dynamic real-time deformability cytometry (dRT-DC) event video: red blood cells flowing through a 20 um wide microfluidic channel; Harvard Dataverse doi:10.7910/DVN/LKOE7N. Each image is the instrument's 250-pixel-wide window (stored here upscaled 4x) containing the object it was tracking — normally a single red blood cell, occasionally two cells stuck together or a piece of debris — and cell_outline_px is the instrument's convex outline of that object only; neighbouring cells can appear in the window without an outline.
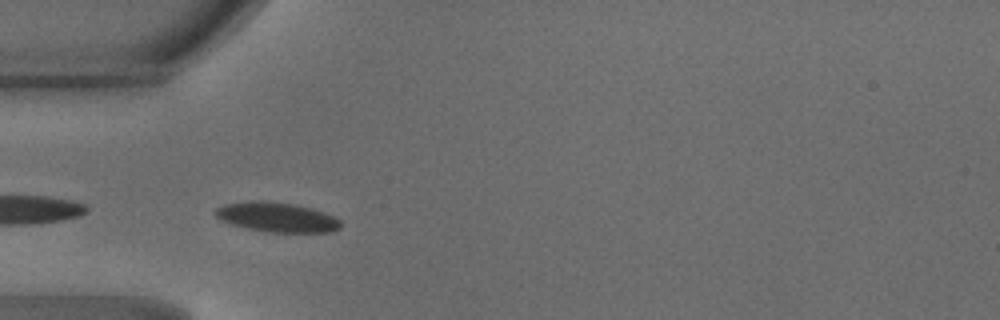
{"species": "common noctule bat (a hibernating species)", "species_latin": "Nyctalus noctula", "temperature_condition": "warm", "stored_images_in_passage": 34, "camera_frame_rate_fps": 3000, "um_per_image_px": 0.085, "animal": {"sex": "male", "body_mass_g": 18.8}, "frame": {"image": 1, "passage_image": 1, "time_ms": 0.0, "image_size_px": [1000, 320], "cell_outline_px": [[340, 228], [332, 232], [268, 232], [248, 228], [232, 224], [220, 220], [212, 212], [216, 208], [224, 204], [252, 200], [260, 200], [292, 204], [312, 208], [324, 212], [340, 220]], "centroid_in_image_um": [23.5, 18.45], "position_along_channel_um": 61.5, "area_um2": 21.62}}
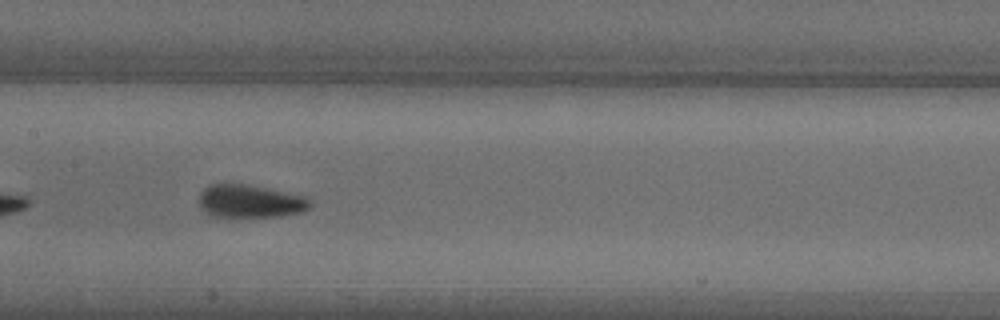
{"frame": {"image": 2, "passage_image": 10, "time_ms": 3.0, "image_size_px": [1000, 320], "cell_outline_px": [[312, 204], [308, 208], [300, 212], [280, 216], [232, 220], [208, 216], [200, 208], [200, 192], [204, 188], [212, 184], [248, 184], [308, 196], [312, 200]], "centroid_in_image_um": [21.24, 17.16], "position_along_channel_um": 186.2, "area_um2": 22.48}}
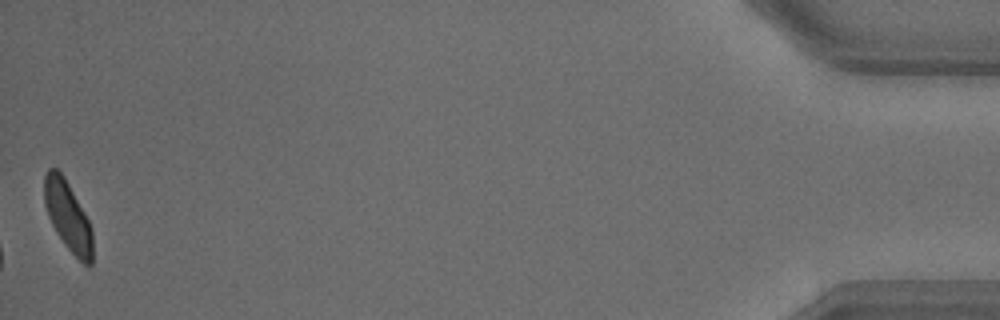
{"frame": {"image": 3, "passage_image": 34, "time_ms": 11.0, "image_size_px": [1000, 320], "cell_outline_px": [[92, 264], [88, 268], [64, 244], [56, 232], [48, 216], [44, 204], [44, 176], [48, 168], [56, 168], [64, 176], [88, 220], [92, 228]], "centroid_in_image_um": [5.76, 18.37], "position_along_channel_um": 429.4, "area_um2": 19.42}, "authors_computed_cell_mechanics": {"area_um2": 21.1837, "velocity_mm_per_s": 4.2023, "shape_relaxation_time_tau1_ms": 1.8016, "shape_relaxation_time_tau2_ms": null, "deformation_change_tau1": 0.1043, "deformation_change_tau2": null}}